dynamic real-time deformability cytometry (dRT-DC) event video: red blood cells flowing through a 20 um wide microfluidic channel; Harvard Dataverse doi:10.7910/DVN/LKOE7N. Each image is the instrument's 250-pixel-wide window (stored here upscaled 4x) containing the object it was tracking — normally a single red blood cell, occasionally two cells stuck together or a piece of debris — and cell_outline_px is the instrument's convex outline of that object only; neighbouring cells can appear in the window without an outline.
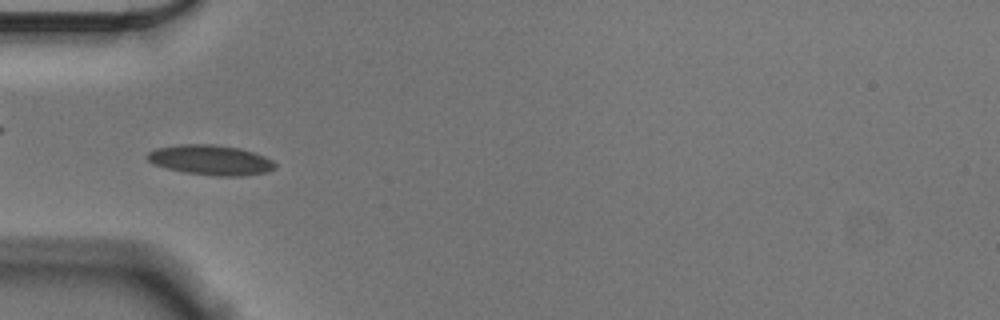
{"species": "Egyptian fruit bat (a non-hibernating species)", "species_latin": "Rousettus aegyptiacus", "temperature_condition": "cold", "stored_images_in_passage": 55, "camera_frame_rate_fps": 3000, "um_per_image_px": 0.085, "animal": {"sex": "male"}, "frame": {"image": 1, "passage_image": 17, "time_ms": 5.333, "image_size_px": [1000, 320], "cell_outline_px": [[276, 168], [268, 172], [244, 176], [216, 176], [184, 172], [152, 164], [144, 156], [148, 152], [156, 148], [180, 144], [212, 144], [240, 148], [264, 156], [272, 160], [276, 164]], "centroid_in_image_um": [17.9, 13.6], "position_along_channel_um": 67.1, "area_um2": 22.48}}
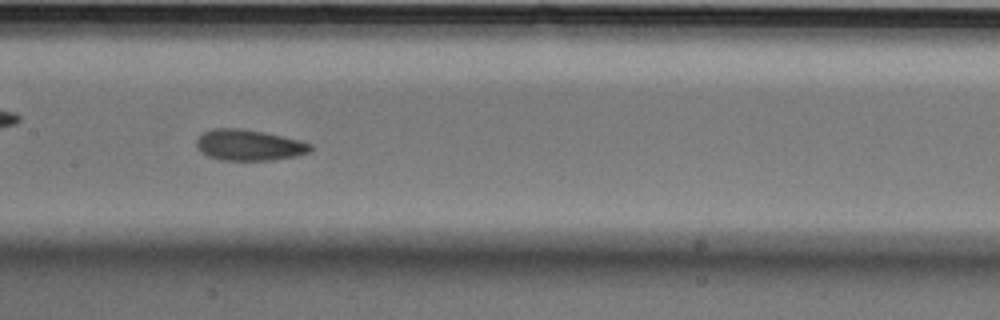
{"frame": {"image": 2, "passage_image": 27, "time_ms": 8.667, "image_size_px": [1000, 320], "cell_outline_px": [[312, 148], [308, 152], [296, 156], [272, 160], [220, 160], [208, 156], [200, 152], [196, 148], [196, 140], [204, 132], [212, 128], [236, 128], [264, 132], [300, 140], [312, 144]], "centroid_in_image_um": [21.14, 12.34], "position_along_channel_um": 186.3, "area_um2": 20.58}}
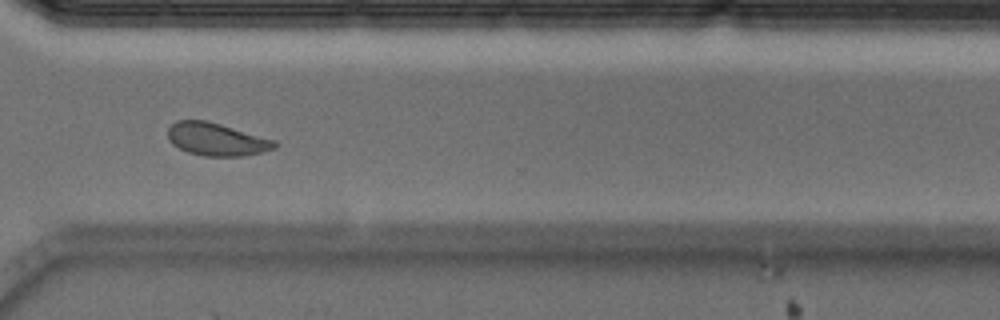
{"frame": {"image": 3, "passage_image": 41, "time_ms": 13.333, "image_size_px": [1000, 320], "cell_outline_px": [[280, 144], [276, 148], [264, 152], [240, 156], [204, 156], [188, 152], [172, 144], [168, 140], [168, 128], [176, 120], [204, 120], [220, 124], [276, 140]], "centroid_in_image_um": [18.43, 11.84], "position_along_channel_um": 352.2, "area_um2": 20.46}, "authors_computed_cell_mechanics": {"area_um2": 20.7502, "velocity_mm_per_s": 3.5685, "shape_relaxation_time_tau1_ms": 4.1424, "shape_relaxation_time_tau2_ms": 1.7037, "deformation_change_tau1": 0.0956, "deformation_change_tau2": 0.0567}}